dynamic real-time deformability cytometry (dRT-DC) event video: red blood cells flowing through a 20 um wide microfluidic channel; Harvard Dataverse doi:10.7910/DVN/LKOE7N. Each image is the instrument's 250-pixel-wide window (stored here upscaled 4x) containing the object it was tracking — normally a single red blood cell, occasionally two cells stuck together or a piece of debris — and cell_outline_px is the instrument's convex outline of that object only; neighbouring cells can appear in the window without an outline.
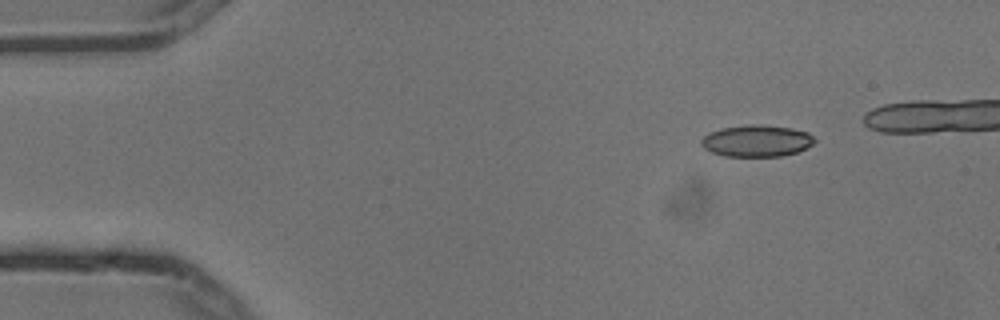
{"species": "common noctule bat (a hibernating species)", "species_latin": "Nyctalus noctula", "temperature_condition": "cold", "stored_images_in_passage": 11, "camera_frame_rate_fps": 3000, "um_per_image_px": 0.085, "animal": {"sex": "male", "body_mass_g": 13.3}, "frame": {"image": 1, "passage_image": 1, "time_ms": 0.0, "image_size_px": [1000, 320], "cell_outline_px": [[816, 140], [812, 144], [796, 152], [780, 156], [724, 156], [712, 152], [704, 148], [700, 144], [700, 140], [708, 132], [720, 128], [748, 124], [760, 124], [792, 128], [808, 132]], "centroid_in_image_um": [64.27, 11.96], "position_along_channel_um": 20.7, "area_um2": 20.98}}
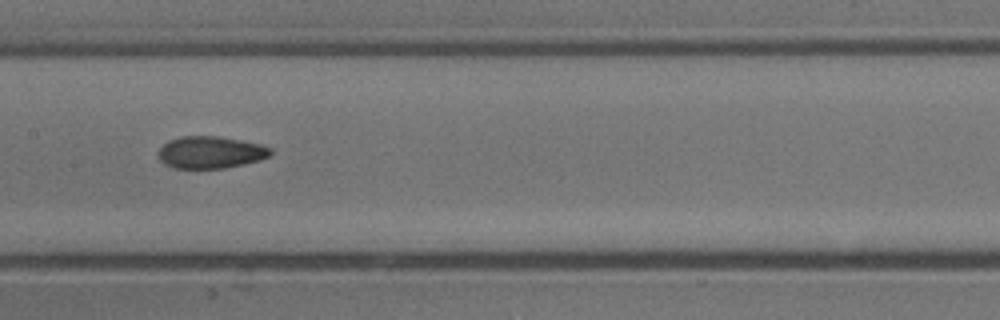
{"frame": {"image": 2, "passage_image": 7, "time_ms": 2.0, "image_size_px": [1000, 320], "cell_outline_px": [[272, 152], [268, 156], [260, 160], [244, 164], [224, 168], [172, 168], [164, 164], [160, 160], [160, 148], [168, 140], [180, 136], [216, 136], [240, 140], [260, 144], [272, 148]], "centroid_in_image_um": [17.9, 12.95], "position_along_channel_um": 189.5, "area_um2": 20.92}}
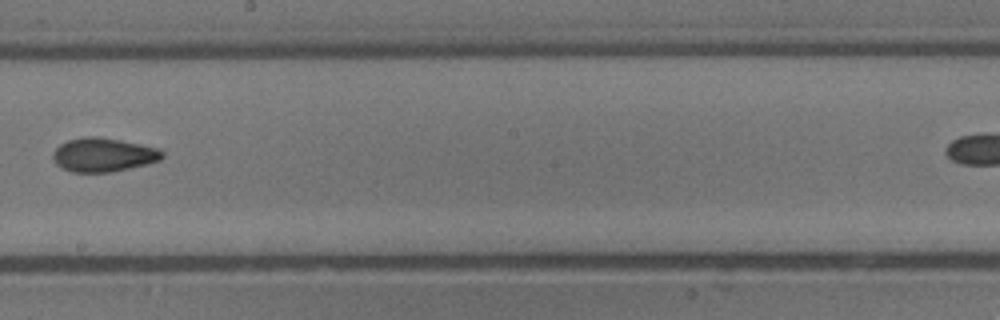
{"frame": {"image": 3, "passage_image": 8, "time_ms": 2.333, "image_size_px": [1000, 320], "cell_outline_px": [[164, 156], [160, 160], [148, 164], [108, 172], [72, 172], [60, 168], [56, 164], [52, 156], [52, 152], [60, 144], [68, 140], [84, 136], [100, 136], [160, 148], [164, 152]], "centroid_in_image_um": [8.78, 13.15], "position_along_channel_um": 239.4, "area_um2": 21.73}}